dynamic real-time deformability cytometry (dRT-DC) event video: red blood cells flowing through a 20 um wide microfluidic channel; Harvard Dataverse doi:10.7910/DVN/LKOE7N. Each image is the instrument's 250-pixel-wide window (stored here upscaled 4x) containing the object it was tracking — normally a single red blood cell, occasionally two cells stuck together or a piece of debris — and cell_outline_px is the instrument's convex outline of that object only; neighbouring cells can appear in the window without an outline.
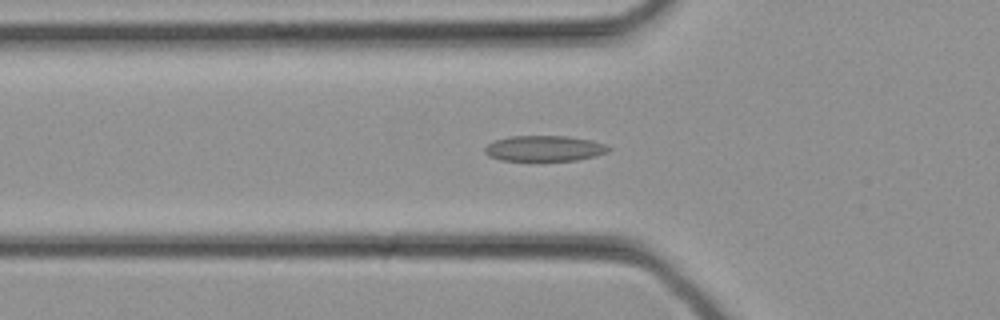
{"species": "common noctule bat (a hibernating species)", "species_latin": "Nyctalus noctula", "temperature_condition": "cold", "stored_images_in_passage": 33, "camera_frame_rate_fps": 3000, "um_per_image_px": 0.085, "animal": {"sex": "female", "body_mass_g": 21.9}, "frame": {"image": 1, "passage_image": 11, "time_ms": 3.333, "image_size_px": [1000, 320], "cell_outline_px": [[612, 148], [608, 152], [596, 156], [576, 160], [500, 160], [488, 156], [484, 152], [484, 148], [488, 144], [496, 140], [508, 136], [568, 136], [592, 140], [608, 144]], "centroid_in_image_um": [46.31, 12.61], "position_along_channel_um": 79.5, "area_um2": 18.61}}
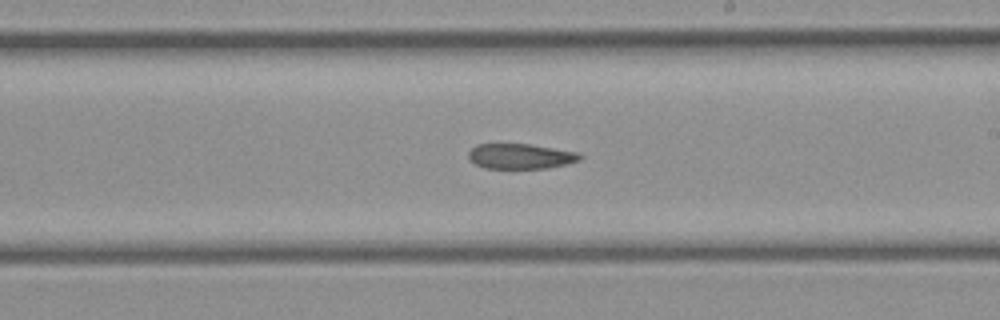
{"frame": {"image": 2, "passage_image": 19, "time_ms": 6.0, "image_size_px": [1000, 320], "cell_outline_px": [[584, 156], [580, 160], [568, 164], [548, 168], [484, 168], [468, 160], [468, 152], [476, 144], [532, 144], [580, 152]], "centroid_in_image_um": [44.28, 13.28], "position_along_channel_um": 244.7, "area_um2": 16.65}}
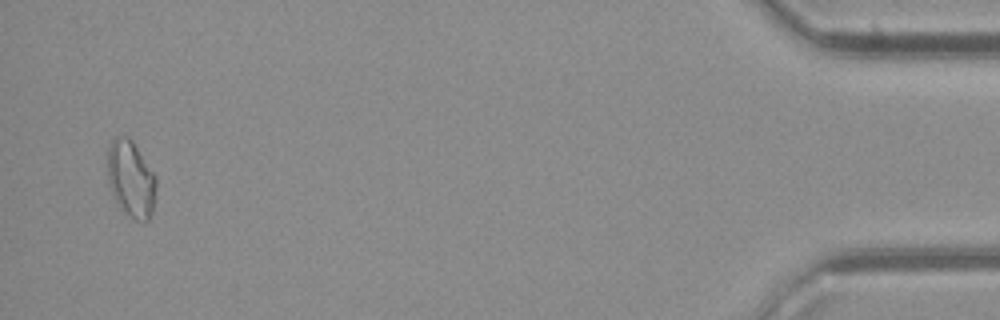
{"frame": {"image": 3, "passage_image": 32, "time_ms": 10.333, "image_size_px": [1000, 320], "cell_outline_px": [[156, 188], [152, 212], [148, 220], [144, 224], [124, 216], [108, 184], [108, 148], [112, 140], [116, 136], [128, 136], [132, 140], [156, 176]], "centroid_in_image_um": [11.13, 15.26], "position_along_channel_um": 424.1, "area_um2": 22.02}}